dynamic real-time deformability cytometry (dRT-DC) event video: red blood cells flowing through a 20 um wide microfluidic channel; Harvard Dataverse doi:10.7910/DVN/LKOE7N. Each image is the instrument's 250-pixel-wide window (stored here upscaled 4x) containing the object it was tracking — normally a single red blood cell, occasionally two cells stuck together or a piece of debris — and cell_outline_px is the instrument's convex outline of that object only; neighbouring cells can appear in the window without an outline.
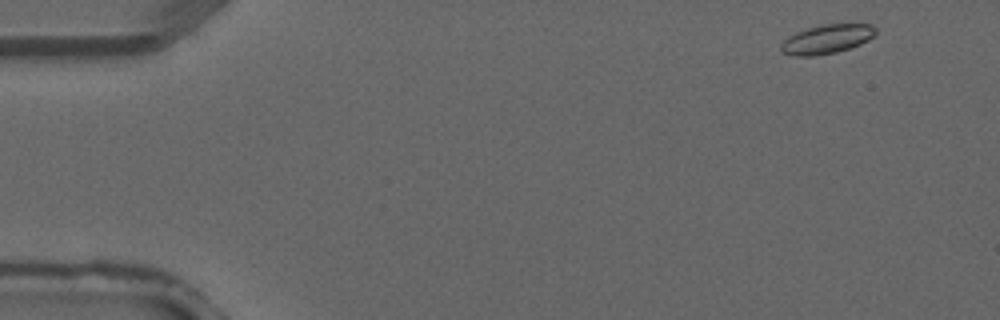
{"species": "common noctule bat (a hibernating species)", "species_latin": "Nyctalus noctula", "temperature_condition": "warm", "stored_images_in_passage": 2, "camera_frame_rate_fps": 3000, "um_per_image_px": 0.085, "animal": {"sex": "male", "forearm_length_mm": 52.5}, "frame": {"image": 1, "passage_image": 1, "time_ms": 0.0, "image_size_px": [1000, 320], "cell_outline_px": [[876, 36], [860, 44], [836, 52], [816, 56], [796, 56], [780, 52], [780, 44], [788, 36], [796, 32], [808, 28], [824, 24], [872, 24], [876, 28]], "centroid_in_image_um": [70.28, 3.33], "position_along_channel_um": 14.7, "area_um2": 16.13}}